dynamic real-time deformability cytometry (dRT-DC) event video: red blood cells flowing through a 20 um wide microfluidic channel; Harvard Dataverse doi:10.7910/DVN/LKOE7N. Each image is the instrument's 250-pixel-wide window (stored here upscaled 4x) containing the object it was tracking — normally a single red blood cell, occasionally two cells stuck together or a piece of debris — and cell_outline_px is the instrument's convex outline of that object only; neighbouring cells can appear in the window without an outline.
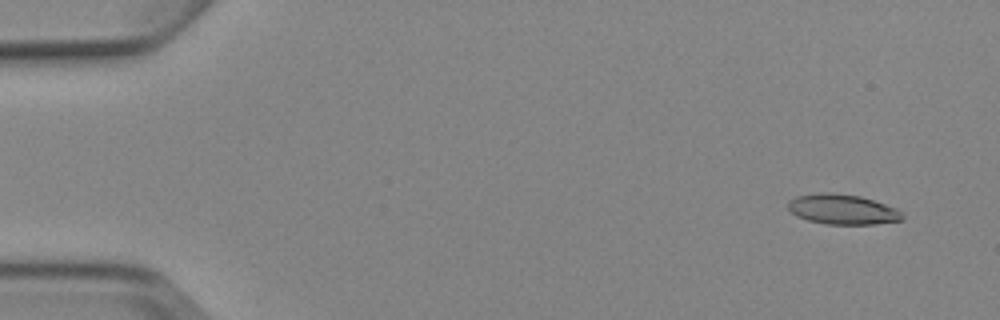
{"species": "Egyptian fruit bat (a non-hibernating species)", "species_latin": "Rousettus aegyptiacus", "temperature_condition": "cold", "stored_images_in_passage": 8, "camera_frame_rate_fps": 3000, "um_per_image_px": 0.085, "animal": {"sex": "female"}, "frame": {"image": 1, "passage_image": 2, "time_ms": 1.0, "image_size_px": [1000, 320], "cell_outline_px": [[904, 220], [876, 224], [824, 224], [808, 220], [796, 216], [788, 208], [788, 200], [796, 196], [820, 192], [832, 192], [860, 196], [896, 208], [904, 216]], "centroid_in_image_um": [71.59, 17.79], "position_along_channel_um": 13.4, "area_um2": 20.11}}
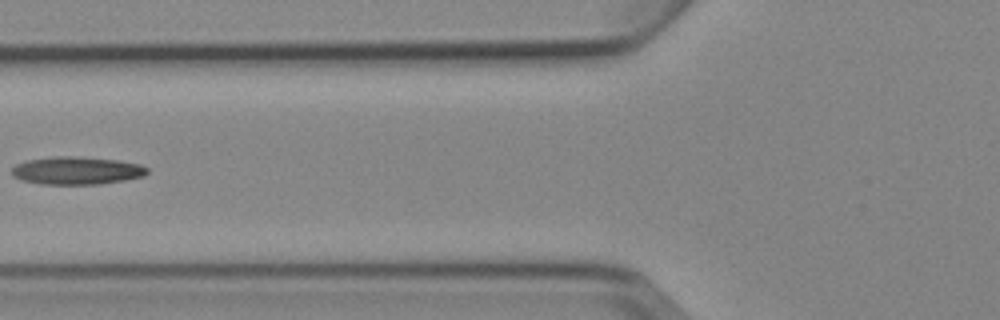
{"frame": {"image": 2, "passage_image": 7, "time_ms": 7.0, "image_size_px": [1000, 320], "cell_outline_px": [[148, 172], [144, 176], [124, 180], [100, 184], [40, 184], [20, 180], [12, 176], [12, 168], [16, 164], [28, 160], [52, 156], [72, 156], [120, 160], [140, 164], [148, 168]], "centroid_in_image_um": [6.51, 14.5], "position_along_channel_um": 119.3, "area_um2": 22.08}}
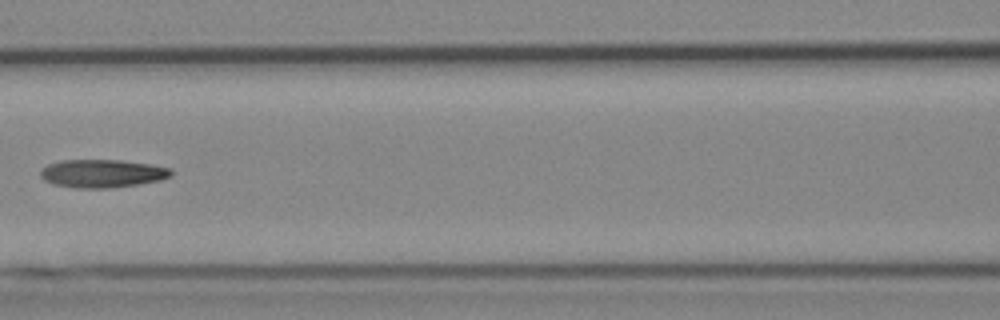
{"frame": {"image": 3, "passage_image": 8, "time_ms": 8.0, "image_size_px": [1000, 320], "cell_outline_px": [[172, 176], [160, 180], [140, 184], [112, 188], [76, 188], [56, 184], [44, 180], [40, 176], [40, 172], [48, 164], [60, 160], [120, 160], [152, 164], [172, 168]], "centroid_in_image_um": [8.74, 14.74], "position_along_channel_um": 157.9, "area_um2": 21.5}}